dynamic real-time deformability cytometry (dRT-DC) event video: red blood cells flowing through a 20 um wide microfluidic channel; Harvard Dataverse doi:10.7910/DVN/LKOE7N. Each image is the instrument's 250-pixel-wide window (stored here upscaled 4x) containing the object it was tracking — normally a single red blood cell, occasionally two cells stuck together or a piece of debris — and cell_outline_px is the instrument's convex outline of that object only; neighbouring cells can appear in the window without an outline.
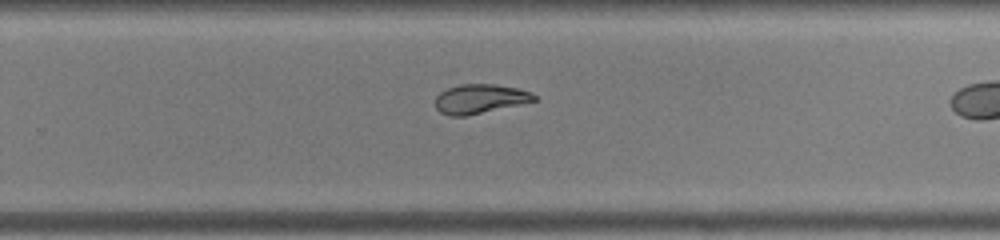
{"species": "common noctule bat (a hibernating species)", "species_latin": "Nyctalus noctula", "temperature_condition": "warm", "stored_images_in_passage": 26, "camera_frame_rate_fps": 3000, "um_per_image_px": 0.085, "animal": {"sex": "male", "body_mass_g": 19.0, "forearm_length_mm": 50.8}, "frame": {"image": 1, "passage_image": 19, "time_ms": 6.0, "image_size_px": [1000, 240], "cell_outline_px": [[536, 100], [464, 116], [448, 116], [440, 112], [436, 108], [436, 96], [440, 92], [448, 88], [460, 84], [492, 84], [516, 88], [528, 92], [536, 96]], "centroid_in_image_um": [40.72, 8.4], "position_along_channel_um": 289.1, "area_um2": 16.42}}
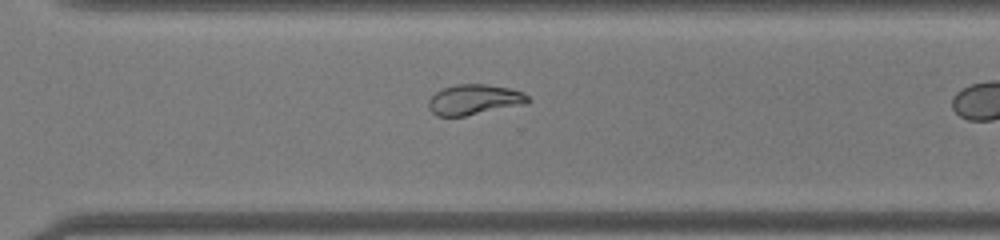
{"frame": {"image": 2, "passage_image": 22, "time_ms": 7.0, "image_size_px": [1000, 240], "cell_outline_px": [[532, 100], [528, 104], [464, 116], [436, 116], [428, 108], [428, 100], [436, 92], [444, 88], [456, 84], [488, 84], [512, 88], [524, 92]], "centroid_in_image_um": [40.36, 8.46], "position_along_channel_um": 330.2, "area_um2": 17.86}}